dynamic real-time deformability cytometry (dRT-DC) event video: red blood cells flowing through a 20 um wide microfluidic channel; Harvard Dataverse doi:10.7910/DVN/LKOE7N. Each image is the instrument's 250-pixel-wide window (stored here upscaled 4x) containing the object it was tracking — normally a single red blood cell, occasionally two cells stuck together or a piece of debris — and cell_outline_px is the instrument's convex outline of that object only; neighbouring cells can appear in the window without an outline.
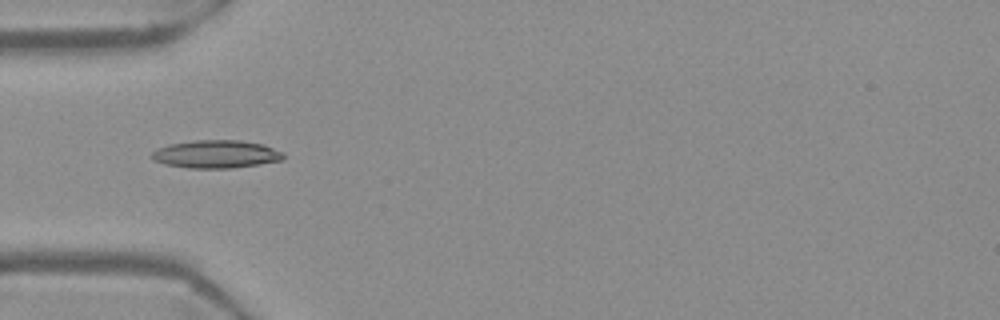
{"species": "Egyptian fruit bat (a non-hibernating species)", "species_latin": "Rousettus aegyptiacus", "temperature_condition": "warm", "stored_images_in_passage": 54, "camera_frame_rate_fps": 3000, "um_per_image_px": 0.085, "frame": {"image": 1, "passage_image": 17, "time_ms": 5.333, "image_size_px": [1000, 320], "cell_outline_px": [[284, 160], [260, 164], [232, 168], [188, 168], [164, 164], [148, 156], [152, 152], [168, 144], [196, 140], [240, 140], [264, 144], [284, 152]], "centroid_in_image_um": [18.4, 13.1], "position_along_channel_um": 66.6, "area_um2": 21.56}}
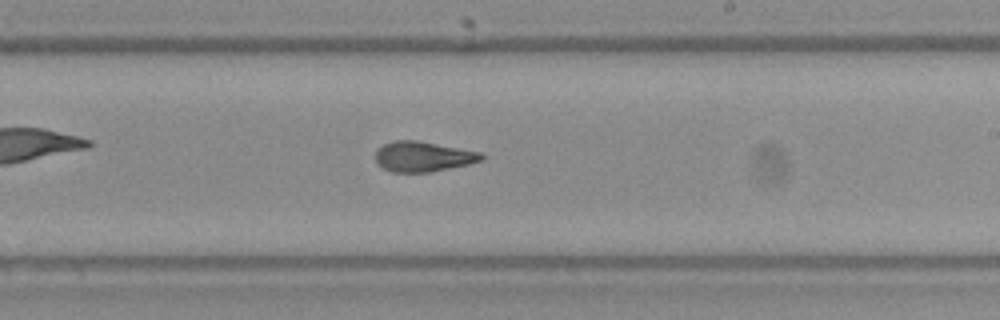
{"frame": {"image": 2, "passage_image": 32, "time_ms": 10.333, "image_size_px": [1000, 320], "cell_outline_px": [[484, 160], [468, 164], [428, 172], [392, 172], [376, 164], [376, 148], [392, 140], [416, 140], [480, 152], [484, 156]], "centroid_in_image_um": [35.92, 13.3], "position_along_channel_um": 253.1, "area_um2": 18.55}}
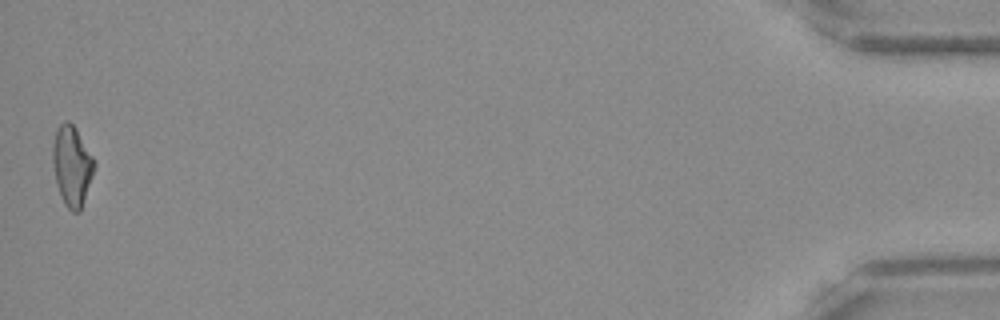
{"frame": {"image": 3, "passage_image": 54, "time_ms": 17.667, "image_size_px": [1000, 320], "cell_outline_px": [[96, 164], [80, 212], [72, 212], [64, 204], [60, 196], [52, 164], [52, 144], [56, 128], [64, 120], [68, 120], [76, 128], [92, 156]], "centroid_in_image_um": [6.09, 14.08], "position_along_channel_um": 429.1, "area_um2": 19.42}, "authors_computed_cell_mechanics": {"area_um2": 19.0451, "velocity_mm_per_s": 3.7182, "shape_relaxation_time_tau1_ms": 6.8823, "shape_relaxation_time_tau2_ms": 2.1729, "deformation_change_tau1": 0.2123, "deformation_change_tau2": 0.0973}}